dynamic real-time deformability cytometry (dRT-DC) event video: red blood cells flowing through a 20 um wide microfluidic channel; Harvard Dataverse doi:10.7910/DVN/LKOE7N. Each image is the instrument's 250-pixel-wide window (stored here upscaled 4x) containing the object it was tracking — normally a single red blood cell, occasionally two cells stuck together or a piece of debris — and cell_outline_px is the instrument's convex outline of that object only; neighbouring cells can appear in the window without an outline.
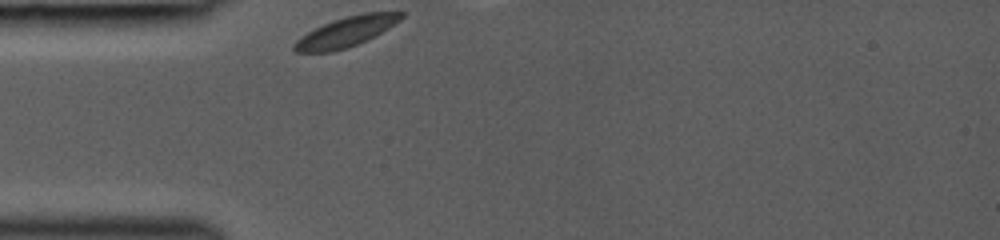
{"species": "common noctule bat (a hibernating species)", "species_latin": "Nyctalus noctula", "temperature_condition": "room temperature", "stored_images_in_passage": 7, "camera_frame_rate_fps": 3000, "um_per_image_px": 0.085, "animal": {"sex": "female", "body_mass_g": 19.0, "forearm_length_mm": 53.3}, "frame": {"image": 1, "passage_image": 1, "time_ms": 0.0, "image_size_px": [1000, 240], "cell_outline_px": [[404, 16], [400, 20], [388, 28], [368, 40], [348, 48], [332, 52], [296, 52], [292, 48], [292, 44], [300, 36], [324, 24], [348, 16], [364, 12], [404, 12]], "centroid_in_image_um": [29.41, 2.72], "position_along_channel_um": 55.6, "area_um2": 18.55}}
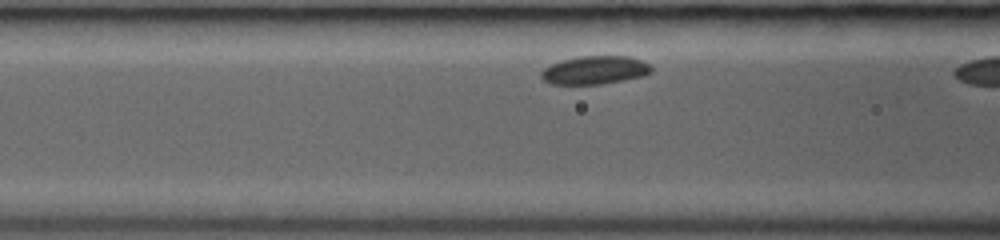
{"frame": {"image": 2, "passage_image": 6, "time_ms": 1.667, "image_size_px": [1000, 240], "cell_outline_px": [[652, 72], [644, 76], [600, 84], [552, 84], [544, 80], [540, 76], [540, 72], [544, 68], [560, 60], [580, 56], [628, 56], [640, 60], [648, 64], [652, 68]], "centroid_in_image_um": [50.54, 5.95], "position_along_channel_um": 116.1, "area_um2": 18.09}}